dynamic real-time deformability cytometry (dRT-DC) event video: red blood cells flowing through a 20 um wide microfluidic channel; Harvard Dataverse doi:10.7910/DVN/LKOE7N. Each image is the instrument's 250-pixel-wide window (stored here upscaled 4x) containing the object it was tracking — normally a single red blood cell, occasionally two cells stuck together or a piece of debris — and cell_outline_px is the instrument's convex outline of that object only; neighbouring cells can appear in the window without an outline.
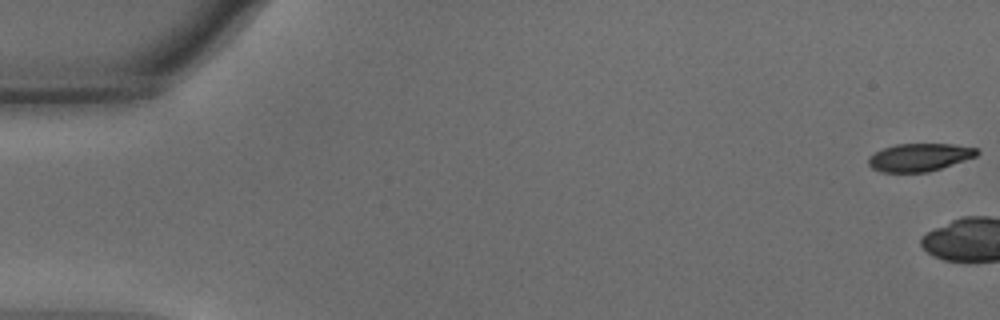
{"species": "common noctule bat (a hibernating species)", "species_latin": "Nyctalus noctula", "temperature_condition": "warm", "stored_images_in_passage": 4, "camera_frame_rate_fps": 3000, "um_per_image_px": 0.085, "animal": {"sex": "male", "body_mass_g": 15.6}, "frame": {"image": 1, "passage_image": 1, "time_ms": 0.0, "image_size_px": [1000, 320], "cell_outline_px": [[980, 152], [976, 156], [928, 172], [880, 172], [872, 168], [868, 164], [868, 160], [876, 152], [884, 148], [896, 144], [952, 144], [976, 148]], "centroid_in_image_um": [78.15, 13.37], "position_along_channel_um": 6.8, "area_um2": 17.34}}